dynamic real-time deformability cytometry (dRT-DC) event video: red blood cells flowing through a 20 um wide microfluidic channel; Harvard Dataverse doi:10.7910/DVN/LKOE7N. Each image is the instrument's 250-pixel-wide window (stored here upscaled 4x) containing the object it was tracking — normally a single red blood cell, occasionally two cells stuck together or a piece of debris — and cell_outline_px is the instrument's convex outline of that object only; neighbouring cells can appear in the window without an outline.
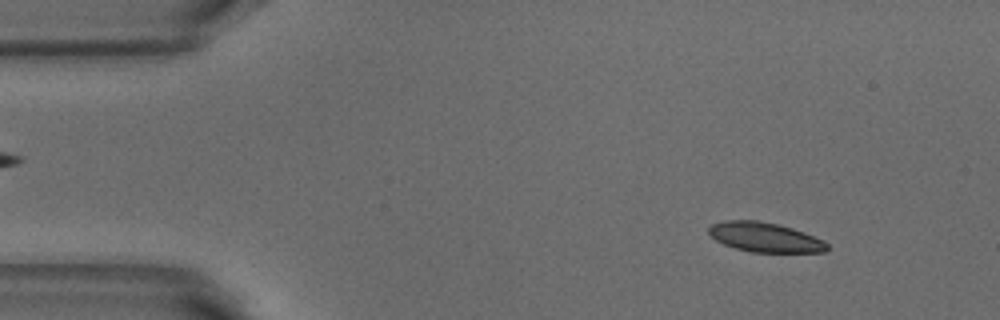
{"species": "common noctule bat (a hibernating species)", "species_latin": "Nyctalus noctula", "temperature_condition": "warm", "stored_images_in_passage": 51, "camera_frame_rate_fps": 3000, "um_per_image_px": 0.085, "animal": {"sex": "male", "body_mass_g": 18.8}, "frame": {"image": 1, "passage_image": 5, "time_ms": 1.333, "image_size_px": [1000, 320], "cell_outline_px": [[828, 248], [824, 252], [752, 252], [736, 248], [724, 244], [716, 240], [708, 232], [708, 228], [712, 224], [724, 220], [756, 220], [776, 224], [792, 228], [804, 232], [824, 240], [828, 244]], "centroid_in_image_um": [65.02, 20.16], "position_along_channel_um": 20.0, "area_um2": 20.29}}
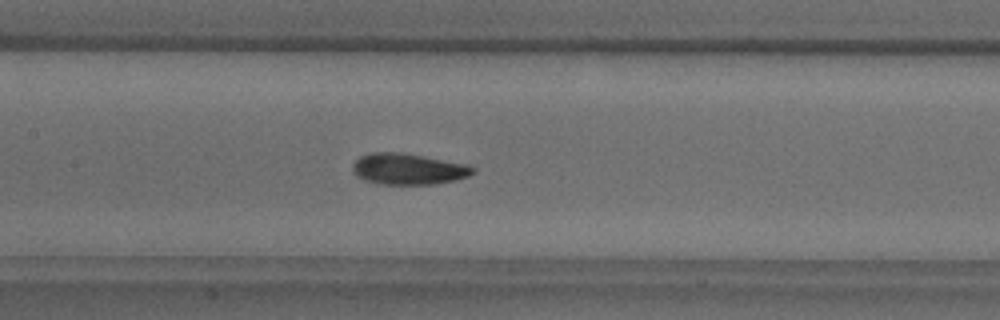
{"frame": {"image": 2, "passage_image": 23, "time_ms": 7.333, "image_size_px": [1000, 320], "cell_outline_px": [[476, 172], [468, 176], [456, 180], [436, 184], [380, 184], [364, 180], [356, 176], [352, 172], [352, 164], [360, 156], [372, 152], [404, 152], [468, 164], [476, 168]], "centroid_in_image_um": [34.71, 14.36], "position_along_channel_um": 172.7, "area_um2": 22.2}}
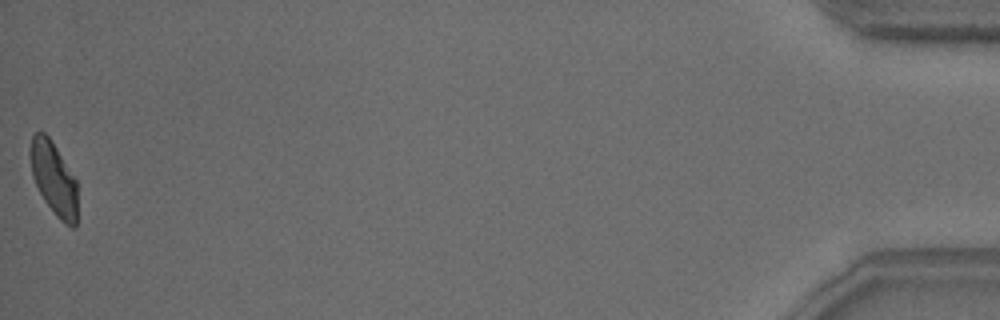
{"frame": {"image": 3, "passage_image": 51, "time_ms": 16.667, "image_size_px": [1000, 320], "cell_outline_px": [[76, 224], [72, 228], [64, 224], [56, 216], [44, 200], [32, 176], [28, 152], [32, 136], [36, 132], [44, 132], [48, 136], [56, 148], [76, 180]], "centroid_in_image_um": [4.53, 15.17], "position_along_channel_um": 430.7, "area_um2": 19.94}, "authors_computed_cell_mechanics": {"area_um2": 21.1548, "velocity_mm_per_s": 3.8373, "shape_relaxation_time_tau1_ms": 6.6373, "shape_relaxation_time_tau2_ms": 3.1027, "deformation_change_tau1": 0.1526, "deformation_change_tau2": 0.0947}}